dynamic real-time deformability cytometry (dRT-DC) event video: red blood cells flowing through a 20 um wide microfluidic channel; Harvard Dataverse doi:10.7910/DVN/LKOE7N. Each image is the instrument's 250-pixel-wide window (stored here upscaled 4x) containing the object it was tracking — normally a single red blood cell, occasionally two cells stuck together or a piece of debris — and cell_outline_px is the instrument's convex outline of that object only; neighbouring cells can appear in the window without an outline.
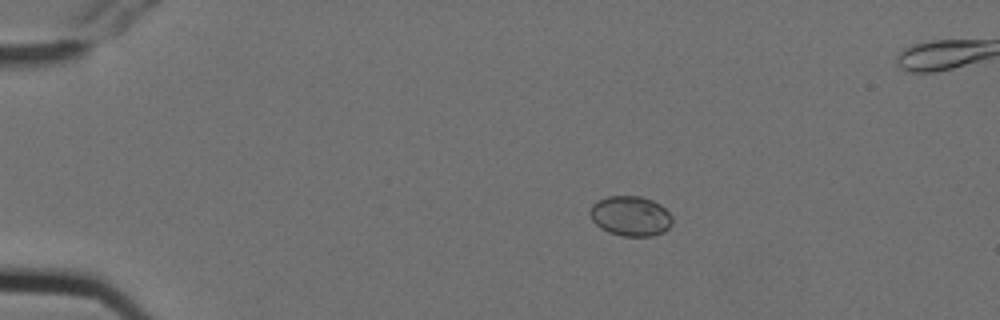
{"species": "Egyptian fruit bat (a non-hibernating species)", "species_latin": "Rousettus aegyptiacus", "temperature_condition": "cold", "stored_images_in_passage": 5, "camera_frame_rate_fps": 3000, "um_per_image_px": 0.085, "animal": {"sex": "female"}, "frame": {"image": 1, "passage_image": 3, "time_ms": 0.667, "image_size_px": [1000, 320], "cell_outline_px": [[672, 224], [664, 232], [652, 236], [624, 236], [608, 232], [600, 228], [592, 220], [588, 212], [592, 204], [596, 200], [608, 196], [640, 196], [652, 200], [660, 204], [672, 216]], "centroid_in_image_um": [53.57, 18.36], "position_along_channel_um": 31.4, "area_um2": 19.36}}